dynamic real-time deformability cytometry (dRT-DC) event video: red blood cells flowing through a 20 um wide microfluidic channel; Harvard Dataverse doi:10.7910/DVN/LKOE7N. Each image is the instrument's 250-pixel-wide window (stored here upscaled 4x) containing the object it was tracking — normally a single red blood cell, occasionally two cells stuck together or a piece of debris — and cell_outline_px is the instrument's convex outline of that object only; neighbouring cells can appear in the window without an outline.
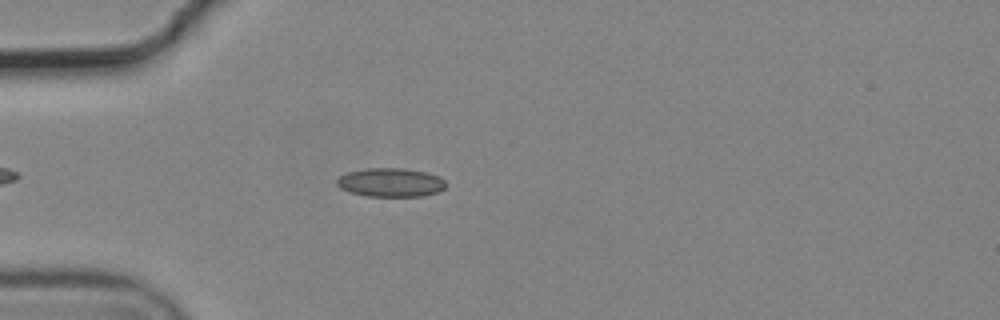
{"species": "common noctule bat (a hibernating species)", "species_latin": "Nyctalus noctula", "temperature_condition": "cold", "stored_images_in_passage": 47, "camera_frame_rate_fps": 3000, "um_per_image_px": 0.085, "animal": {"sex": "male", "body_mass_g": 19.2, "forearm_length_mm": 51.8}, "frame": {"image": 1, "passage_image": 8, "time_ms": 2.333, "image_size_px": [1000, 320], "cell_outline_px": [[444, 188], [436, 192], [424, 196], [364, 196], [340, 188], [336, 184], [336, 180], [340, 176], [348, 172], [368, 168], [404, 168], [424, 172], [440, 176], [444, 180]], "centroid_in_image_um": [33.19, 15.5], "position_along_channel_um": 51.8, "area_um2": 18.15}}
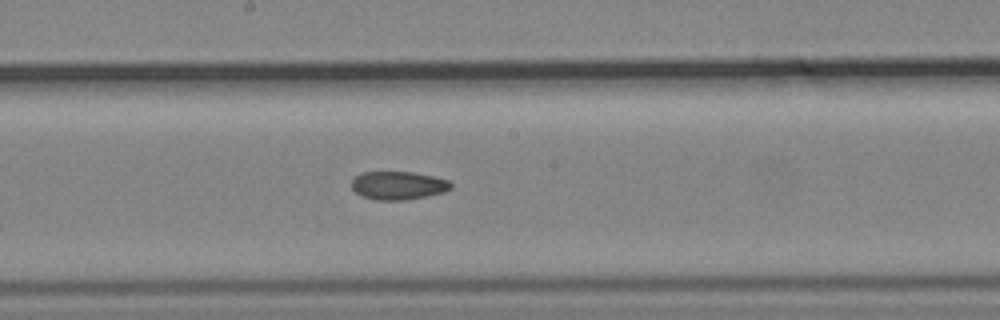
{"frame": {"image": 2, "passage_image": 22, "time_ms": 7.0, "image_size_px": [1000, 320], "cell_outline_px": [[452, 188], [444, 192], [404, 200], [376, 200], [360, 196], [352, 188], [352, 180], [360, 172], [412, 172], [432, 176], [448, 180], [452, 184]], "centroid_in_image_um": [33.82, 15.76], "position_along_channel_um": 214.4, "area_um2": 16.3}}
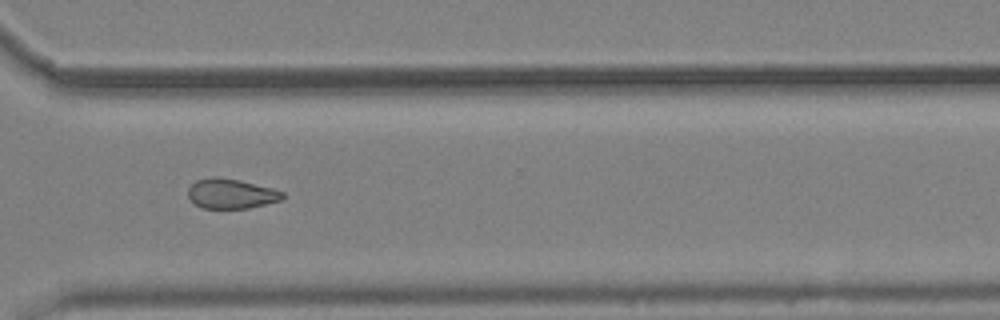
{"frame": {"image": 3, "passage_image": 33, "time_ms": 10.667, "image_size_px": [1000, 320], "cell_outline_px": [[284, 196], [280, 200], [248, 208], [200, 208], [188, 196], [188, 188], [196, 180], [208, 176], [216, 176], [240, 180], [272, 188], [284, 192]], "centroid_in_image_um": [19.61, 16.44], "position_along_channel_um": 351.0, "area_um2": 16.42}, "authors_computed_cell_mechanics": {"area_um2": 17.2822, "velocity_mm_per_s": 3.737, "shape_relaxation_time_tau1_ms": null, "shape_relaxation_time_tau2_ms": 5.4284, "deformation_change_tau1": null, "deformation_change_tau2": 0.1005}}